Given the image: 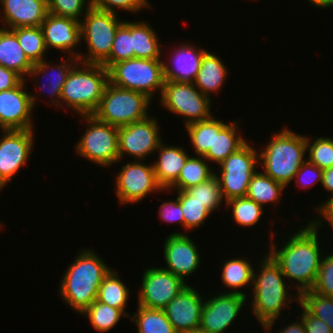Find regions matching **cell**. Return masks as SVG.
I'll return each mask as SVG.
<instances>
[{"label": "cell", "mask_w": 333, "mask_h": 333, "mask_svg": "<svg viewBox=\"0 0 333 333\" xmlns=\"http://www.w3.org/2000/svg\"><path fill=\"white\" fill-rule=\"evenodd\" d=\"M286 187L265 173L256 172L249 183L247 197L264 208L269 203L280 202V195Z\"/></svg>", "instance_id": "cell-30"}, {"label": "cell", "mask_w": 333, "mask_h": 333, "mask_svg": "<svg viewBox=\"0 0 333 333\" xmlns=\"http://www.w3.org/2000/svg\"><path fill=\"white\" fill-rule=\"evenodd\" d=\"M225 203V206L232 208V218L235 223L242 227L258 224L263 215V207L247 196L230 199Z\"/></svg>", "instance_id": "cell-40"}, {"label": "cell", "mask_w": 333, "mask_h": 333, "mask_svg": "<svg viewBox=\"0 0 333 333\" xmlns=\"http://www.w3.org/2000/svg\"><path fill=\"white\" fill-rule=\"evenodd\" d=\"M323 219L311 220L302 229L288 237L284 246L277 248L270 242L269 254L279 264L285 278L296 281L297 295L294 296L299 303V295L311 290L316 282L322 261L321 246L319 244V228L325 221ZM281 248V249H280Z\"/></svg>", "instance_id": "cell-1"}, {"label": "cell", "mask_w": 333, "mask_h": 333, "mask_svg": "<svg viewBox=\"0 0 333 333\" xmlns=\"http://www.w3.org/2000/svg\"><path fill=\"white\" fill-rule=\"evenodd\" d=\"M238 123L227 124L214 117L213 162L218 165L247 142L242 135H238Z\"/></svg>", "instance_id": "cell-26"}, {"label": "cell", "mask_w": 333, "mask_h": 333, "mask_svg": "<svg viewBox=\"0 0 333 333\" xmlns=\"http://www.w3.org/2000/svg\"><path fill=\"white\" fill-rule=\"evenodd\" d=\"M44 35V43L48 51L54 48L58 51L66 52L74 58H78L75 53L76 46L81 42L80 21L69 17L56 16L48 13L46 19L41 24ZM74 51V52H73Z\"/></svg>", "instance_id": "cell-20"}, {"label": "cell", "mask_w": 333, "mask_h": 333, "mask_svg": "<svg viewBox=\"0 0 333 333\" xmlns=\"http://www.w3.org/2000/svg\"><path fill=\"white\" fill-rule=\"evenodd\" d=\"M152 26L143 22H132V49L134 58L161 59V45Z\"/></svg>", "instance_id": "cell-28"}, {"label": "cell", "mask_w": 333, "mask_h": 333, "mask_svg": "<svg viewBox=\"0 0 333 333\" xmlns=\"http://www.w3.org/2000/svg\"><path fill=\"white\" fill-rule=\"evenodd\" d=\"M156 151L159 153L153 164L156 179L162 189L168 191L177 181L189 154L180 146H168L163 142Z\"/></svg>", "instance_id": "cell-23"}, {"label": "cell", "mask_w": 333, "mask_h": 333, "mask_svg": "<svg viewBox=\"0 0 333 333\" xmlns=\"http://www.w3.org/2000/svg\"><path fill=\"white\" fill-rule=\"evenodd\" d=\"M294 178L298 187L302 186L303 188H308V186L310 187L319 181V183L322 184L323 170L306 160L295 174Z\"/></svg>", "instance_id": "cell-46"}, {"label": "cell", "mask_w": 333, "mask_h": 333, "mask_svg": "<svg viewBox=\"0 0 333 333\" xmlns=\"http://www.w3.org/2000/svg\"><path fill=\"white\" fill-rule=\"evenodd\" d=\"M299 320L300 321L296 320V322L287 325V327H283L278 333H307L303 320L300 318Z\"/></svg>", "instance_id": "cell-51"}, {"label": "cell", "mask_w": 333, "mask_h": 333, "mask_svg": "<svg viewBox=\"0 0 333 333\" xmlns=\"http://www.w3.org/2000/svg\"><path fill=\"white\" fill-rule=\"evenodd\" d=\"M203 156L191 157L185 161L177 181L168 189L177 188V191H184L191 186L207 181L215 174L209 167Z\"/></svg>", "instance_id": "cell-32"}, {"label": "cell", "mask_w": 333, "mask_h": 333, "mask_svg": "<svg viewBox=\"0 0 333 333\" xmlns=\"http://www.w3.org/2000/svg\"><path fill=\"white\" fill-rule=\"evenodd\" d=\"M0 65L15 71L23 79L34 65L18 43L16 34L3 27H0Z\"/></svg>", "instance_id": "cell-24"}, {"label": "cell", "mask_w": 333, "mask_h": 333, "mask_svg": "<svg viewBox=\"0 0 333 333\" xmlns=\"http://www.w3.org/2000/svg\"><path fill=\"white\" fill-rule=\"evenodd\" d=\"M313 6L317 8H325L333 6V0H308Z\"/></svg>", "instance_id": "cell-53"}, {"label": "cell", "mask_w": 333, "mask_h": 333, "mask_svg": "<svg viewBox=\"0 0 333 333\" xmlns=\"http://www.w3.org/2000/svg\"><path fill=\"white\" fill-rule=\"evenodd\" d=\"M134 58L132 49V22L123 21L115 34L110 55L101 63L109 69L113 64Z\"/></svg>", "instance_id": "cell-37"}, {"label": "cell", "mask_w": 333, "mask_h": 333, "mask_svg": "<svg viewBox=\"0 0 333 333\" xmlns=\"http://www.w3.org/2000/svg\"><path fill=\"white\" fill-rule=\"evenodd\" d=\"M33 129L3 130L0 138V191L29 160L33 147Z\"/></svg>", "instance_id": "cell-15"}, {"label": "cell", "mask_w": 333, "mask_h": 333, "mask_svg": "<svg viewBox=\"0 0 333 333\" xmlns=\"http://www.w3.org/2000/svg\"><path fill=\"white\" fill-rule=\"evenodd\" d=\"M183 333H207L205 330L201 329V328H197V329H192Z\"/></svg>", "instance_id": "cell-54"}, {"label": "cell", "mask_w": 333, "mask_h": 333, "mask_svg": "<svg viewBox=\"0 0 333 333\" xmlns=\"http://www.w3.org/2000/svg\"><path fill=\"white\" fill-rule=\"evenodd\" d=\"M177 198L182 208L185 220L184 230H193L203 225L211 214L202 203L193 199L185 191H177Z\"/></svg>", "instance_id": "cell-41"}, {"label": "cell", "mask_w": 333, "mask_h": 333, "mask_svg": "<svg viewBox=\"0 0 333 333\" xmlns=\"http://www.w3.org/2000/svg\"><path fill=\"white\" fill-rule=\"evenodd\" d=\"M219 166L220 173L216 176L219 179L225 202L245 197L250 180L257 172L255 168L259 166V153L249 142H246Z\"/></svg>", "instance_id": "cell-11"}, {"label": "cell", "mask_w": 333, "mask_h": 333, "mask_svg": "<svg viewBox=\"0 0 333 333\" xmlns=\"http://www.w3.org/2000/svg\"><path fill=\"white\" fill-rule=\"evenodd\" d=\"M108 82L109 71L102 64L78 61L66 77L60 107L61 103L65 102V105L78 113L80 118L83 115H93L100 105Z\"/></svg>", "instance_id": "cell-4"}, {"label": "cell", "mask_w": 333, "mask_h": 333, "mask_svg": "<svg viewBox=\"0 0 333 333\" xmlns=\"http://www.w3.org/2000/svg\"><path fill=\"white\" fill-rule=\"evenodd\" d=\"M138 291V305L150 309H164L187 286L177 275L161 267L147 268Z\"/></svg>", "instance_id": "cell-13"}, {"label": "cell", "mask_w": 333, "mask_h": 333, "mask_svg": "<svg viewBox=\"0 0 333 333\" xmlns=\"http://www.w3.org/2000/svg\"><path fill=\"white\" fill-rule=\"evenodd\" d=\"M82 21V22H81ZM117 14L90 6L84 19L80 20L81 40L87 43V54H79L82 63L101 64L109 55L119 25Z\"/></svg>", "instance_id": "cell-8"}, {"label": "cell", "mask_w": 333, "mask_h": 333, "mask_svg": "<svg viewBox=\"0 0 333 333\" xmlns=\"http://www.w3.org/2000/svg\"><path fill=\"white\" fill-rule=\"evenodd\" d=\"M160 100L169 112L185 117V126L212 116V99L204 95L193 82L165 80Z\"/></svg>", "instance_id": "cell-10"}, {"label": "cell", "mask_w": 333, "mask_h": 333, "mask_svg": "<svg viewBox=\"0 0 333 333\" xmlns=\"http://www.w3.org/2000/svg\"><path fill=\"white\" fill-rule=\"evenodd\" d=\"M148 0H92V6L112 13H116L115 10L121 9L131 13H136L141 9L149 8L150 3Z\"/></svg>", "instance_id": "cell-45"}, {"label": "cell", "mask_w": 333, "mask_h": 333, "mask_svg": "<svg viewBox=\"0 0 333 333\" xmlns=\"http://www.w3.org/2000/svg\"><path fill=\"white\" fill-rule=\"evenodd\" d=\"M47 3L49 13L77 21H80L81 15L84 16L92 6V0H47Z\"/></svg>", "instance_id": "cell-43"}, {"label": "cell", "mask_w": 333, "mask_h": 333, "mask_svg": "<svg viewBox=\"0 0 333 333\" xmlns=\"http://www.w3.org/2000/svg\"><path fill=\"white\" fill-rule=\"evenodd\" d=\"M175 199L174 201H163L159 208V216L164 222H177L178 225L181 223V226L185 228V220L181 205L178 198Z\"/></svg>", "instance_id": "cell-47"}, {"label": "cell", "mask_w": 333, "mask_h": 333, "mask_svg": "<svg viewBox=\"0 0 333 333\" xmlns=\"http://www.w3.org/2000/svg\"><path fill=\"white\" fill-rule=\"evenodd\" d=\"M128 298L127 286L120 280L117 272L111 269L99 287L96 300L126 312Z\"/></svg>", "instance_id": "cell-33"}, {"label": "cell", "mask_w": 333, "mask_h": 333, "mask_svg": "<svg viewBox=\"0 0 333 333\" xmlns=\"http://www.w3.org/2000/svg\"><path fill=\"white\" fill-rule=\"evenodd\" d=\"M0 4L7 29L41 26L49 13L47 0H0Z\"/></svg>", "instance_id": "cell-21"}, {"label": "cell", "mask_w": 333, "mask_h": 333, "mask_svg": "<svg viewBox=\"0 0 333 333\" xmlns=\"http://www.w3.org/2000/svg\"><path fill=\"white\" fill-rule=\"evenodd\" d=\"M196 156L213 162L214 116L185 126Z\"/></svg>", "instance_id": "cell-31"}, {"label": "cell", "mask_w": 333, "mask_h": 333, "mask_svg": "<svg viewBox=\"0 0 333 333\" xmlns=\"http://www.w3.org/2000/svg\"><path fill=\"white\" fill-rule=\"evenodd\" d=\"M17 37L18 43L24 50L27 58L36 64L45 59L47 52L44 35L41 26L37 27H18L11 29Z\"/></svg>", "instance_id": "cell-35"}, {"label": "cell", "mask_w": 333, "mask_h": 333, "mask_svg": "<svg viewBox=\"0 0 333 333\" xmlns=\"http://www.w3.org/2000/svg\"><path fill=\"white\" fill-rule=\"evenodd\" d=\"M121 168L115 177V191L121 205L135 204L148 194L165 191L157 182L153 164H142L139 160L128 162Z\"/></svg>", "instance_id": "cell-12"}, {"label": "cell", "mask_w": 333, "mask_h": 333, "mask_svg": "<svg viewBox=\"0 0 333 333\" xmlns=\"http://www.w3.org/2000/svg\"><path fill=\"white\" fill-rule=\"evenodd\" d=\"M301 304L312 316L325 322L333 333V298L307 290L299 295Z\"/></svg>", "instance_id": "cell-39"}, {"label": "cell", "mask_w": 333, "mask_h": 333, "mask_svg": "<svg viewBox=\"0 0 333 333\" xmlns=\"http://www.w3.org/2000/svg\"><path fill=\"white\" fill-rule=\"evenodd\" d=\"M188 235L174 232L164 242V258L167 267H162L184 282L192 275L200 264V254L197 245Z\"/></svg>", "instance_id": "cell-18"}, {"label": "cell", "mask_w": 333, "mask_h": 333, "mask_svg": "<svg viewBox=\"0 0 333 333\" xmlns=\"http://www.w3.org/2000/svg\"><path fill=\"white\" fill-rule=\"evenodd\" d=\"M88 317L91 325L99 332H108L120 321L121 317L131 314L95 300L83 313Z\"/></svg>", "instance_id": "cell-36"}, {"label": "cell", "mask_w": 333, "mask_h": 333, "mask_svg": "<svg viewBox=\"0 0 333 333\" xmlns=\"http://www.w3.org/2000/svg\"><path fill=\"white\" fill-rule=\"evenodd\" d=\"M171 55V63L163 61L165 80L176 82H193L199 72L200 64L204 53V48L197 49L193 45L185 42V45L176 47ZM170 65H172L170 67Z\"/></svg>", "instance_id": "cell-22"}, {"label": "cell", "mask_w": 333, "mask_h": 333, "mask_svg": "<svg viewBox=\"0 0 333 333\" xmlns=\"http://www.w3.org/2000/svg\"><path fill=\"white\" fill-rule=\"evenodd\" d=\"M60 281V296L75 312L82 314L96 299L99 287L111 268L94 250L80 251Z\"/></svg>", "instance_id": "cell-2"}, {"label": "cell", "mask_w": 333, "mask_h": 333, "mask_svg": "<svg viewBox=\"0 0 333 333\" xmlns=\"http://www.w3.org/2000/svg\"><path fill=\"white\" fill-rule=\"evenodd\" d=\"M151 98L146 94L106 85L100 105L93 114L99 121L115 127H122L149 117L147 113Z\"/></svg>", "instance_id": "cell-6"}, {"label": "cell", "mask_w": 333, "mask_h": 333, "mask_svg": "<svg viewBox=\"0 0 333 333\" xmlns=\"http://www.w3.org/2000/svg\"><path fill=\"white\" fill-rule=\"evenodd\" d=\"M184 191L188 195L193 196L194 200L202 203L210 213L219 209L224 199L216 172L207 181L191 186Z\"/></svg>", "instance_id": "cell-38"}, {"label": "cell", "mask_w": 333, "mask_h": 333, "mask_svg": "<svg viewBox=\"0 0 333 333\" xmlns=\"http://www.w3.org/2000/svg\"><path fill=\"white\" fill-rule=\"evenodd\" d=\"M271 137L259 154V164L266 175L287 187L307 160L306 135L283 128Z\"/></svg>", "instance_id": "cell-5"}, {"label": "cell", "mask_w": 333, "mask_h": 333, "mask_svg": "<svg viewBox=\"0 0 333 333\" xmlns=\"http://www.w3.org/2000/svg\"><path fill=\"white\" fill-rule=\"evenodd\" d=\"M311 290L333 298V252L322 257L317 279Z\"/></svg>", "instance_id": "cell-44"}, {"label": "cell", "mask_w": 333, "mask_h": 333, "mask_svg": "<svg viewBox=\"0 0 333 333\" xmlns=\"http://www.w3.org/2000/svg\"><path fill=\"white\" fill-rule=\"evenodd\" d=\"M259 262V274L253 273L252 283V312L264 330L270 331L280 311L285 306L292 304V295L287 292V286L279 264L267 253ZM289 294V295H288ZM292 298V299H291Z\"/></svg>", "instance_id": "cell-3"}, {"label": "cell", "mask_w": 333, "mask_h": 333, "mask_svg": "<svg viewBox=\"0 0 333 333\" xmlns=\"http://www.w3.org/2000/svg\"><path fill=\"white\" fill-rule=\"evenodd\" d=\"M86 131L75 145L77 153L101 167L119 162L118 127L99 121L94 115H83Z\"/></svg>", "instance_id": "cell-9"}, {"label": "cell", "mask_w": 333, "mask_h": 333, "mask_svg": "<svg viewBox=\"0 0 333 333\" xmlns=\"http://www.w3.org/2000/svg\"><path fill=\"white\" fill-rule=\"evenodd\" d=\"M65 60L62 61L60 64L58 63V66H54V67L51 66V63L49 64V63H47V61L43 60L41 62L34 64L28 74V76L30 75V77L34 76V78H35L34 81H37L38 83H39V81L36 78L38 76H40L41 74H42V76L43 75L48 76L49 72L52 74L49 77L50 82L46 83L47 85L45 84L44 86L47 87L48 94H50L52 96V100H50V102H52L57 107H60V102H61L60 97H61L63 85L65 84V81H66V77H67L69 71L71 70V68L78 62V58H74L72 56L70 57L69 55H68V58H66ZM71 60H75V61H71ZM54 73L56 75H54ZM42 88L44 89V87H41L40 89H42Z\"/></svg>", "instance_id": "cell-27"}, {"label": "cell", "mask_w": 333, "mask_h": 333, "mask_svg": "<svg viewBox=\"0 0 333 333\" xmlns=\"http://www.w3.org/2000/svg\"><path fill=\"white\" fill-rule=\"evenodd\" d=\"M301 319L306 328L307 333H332L329 326L322 320L312 316L301 304Z\"/></svg>", "instance_id": "cell-48"}, {"label": "cell", "mask_w": 333, "mask_h": 333, "mask_svg": "<svg viewBox=\"0 0 333 333\" xmlns=\"http://www.w3.org/2000/svg\"><path fill=\"white\" fill-rule=\"evenodd\" d=\"M217 55L208 52L204 53L199 72L193 83L206 96L219 92L227 77V68Z\"/></svg>", "instance_id": "cell-25"}, {"label": "cell", "mask_w": 333, "mask_h": 333, "mask_svg": "<svg viewBox=\"0 0 333 333\" xmlns=\"http://www.w3.org/2000/svg\"><path fill=\"white\" fill-rule=\"evenodd\" d=\"M154 118V119H153ZM133 122L119 127V162L124 155H131L137 161H143L149 154L155 153L162 139L155 117Z\"/></svg>", "instance_id": "cell-14"}, {"label": "cell", "mask_w": 333, "mask_h": 333, "mask_svg": "<svg viewBox=\"0 0 333 333\" xmlns=\"http://www.w3.org/2000/svg\"><path fill=\"white\" fill-rule=\"evenodd\" d=\"M247 261L246 257L232 258L224 262L221 280L225 287L232 289L230 293H236L247 297V293L239 291L238 288L247 287L253 283L254 267ZM236 289V291H235ZM234 290V291H233Z\"/></svg>", "instance_id": "cell-29"}, {"label": "cell", "mask_w": 333, "mask_h": 333, "mask_svg": "<svg viewBox=\"0 0 333 333\" xmlns=\"http://www.w3.org/2000/svg\"><path fill=\"white\" fill-rule=\"evenodd\" d=\"M317 206L315 208L316 212H318L317 214H320V217L324 218L333 230V197L328 198L325 203L323 202V205L319 204Z\"/></svg>", "instance_id": "cell-50"}, {"label": "cell", "mask_w": 333, "mask_h": 333, "mask_svg": "<svg viewBox=\"0 0 333 333\" xmlns=\"http://www.w3.org/2000/svg\"><path fill=\"white\" fill-rule=\"evenodd\" d=\"M108 71L109 82L117 87L141 92L151 99L156 90L162 93L163 59L132 58L113 64Z\"/></svg>", "instance_id": "cell-7"}, {"label": "cell", "mask_w": 333, "mask_h": 333, "mask_svg": "<svg viewBox=\"0 0 333 333\" xmlns=\"http://www.w3.org/2000/svg\"><path fill=\"white\" fill-rule=\"evenodd\" d=\"M135 317L129 319L138 326V333H177L168 320L164 309H150L137 306Z\"/></svg>", "instance_id": "cell-34"}, {"label": "cell", "mask_w": 333, "mask_h": 333, "mask_svg": "<svg viewBox=\"0 0 333 333\" xmlns=\"http://www.w3.org/2000/svg\"><path fill=\"white\" fill-rule=\"evenodd\" d=\"M204 301L189 285L184 287L164 308L166 316L177 333L200 328Z\"/></svg>", "instance_id": "cell-19"}, {"label": "cell", "mask_w": 333, "mask_h": 333, "mask_svg": "<svg viewBox=\"0 0 333 333\" xmlns=\"http://www.w3.org/2000/svg\"><path fill=\"white\" fill-rule=\"evenodd\" d=\"M24 79L17 87L0 92V130L33 129L36 97L26 92ZM32 111V112H31Z\"/></svg>", "instance_id": "cell-16"}, {"label": "cell", "mask_w": 333, "mask_h": 333, "mask_svg": "<svg viewBox=\"0 0 333 333\" xmlns=\"http://www.w3.org/2000/svg\"><path fill=\"white\" fill-rule=\"evenodd\" d=\"M306 136V146L309 151L307 160L322 170L333 167V139L318 137L314 141Z\"/></svg>", "instance_id": "cell-42"}, {"label": "cell", "mask_w": 333, "mask_h": 333, "mask_svg": "<svg viewBox=\"0 0 333 333\" xmlns=\"http://www.w3.org/2000/svg\"><path fill=\"white\" fill-rule=\"evenodd\" d=\"M246 298L228 291L206 299L201 311L200 328L207 333H225L240 314Z\"/></svg>", "instance_id": "cell-17"}, {"label": "cell", "mask_w": 333, "mask_h": 333, "mask_svg": "<svg viewBox=\"0 0 333 333\" xmlns=\"http://www.w3.org/2000/svg\"><path fill=\"white\" fill-rule=\"evenodd\" d=\"M23 80L15 71L0 65V92L17 87Z\"/></svg>", "instance_id": "cell-49"}, {"label": "cell", "mask_w": 333, "mask_h": 333, "mask_svg": "<svg viewBox=\"0 0 333 333\" xmlns=\"http://www.w3.org/2000/svg\"><path fill=\"white\" fill-rule=\"evenodd\" d=\"M326 191L331 193L333 197V167L323 170V181L321 184Z\"/></svg>", "instance_id": "cell-52"}]
</instances>
